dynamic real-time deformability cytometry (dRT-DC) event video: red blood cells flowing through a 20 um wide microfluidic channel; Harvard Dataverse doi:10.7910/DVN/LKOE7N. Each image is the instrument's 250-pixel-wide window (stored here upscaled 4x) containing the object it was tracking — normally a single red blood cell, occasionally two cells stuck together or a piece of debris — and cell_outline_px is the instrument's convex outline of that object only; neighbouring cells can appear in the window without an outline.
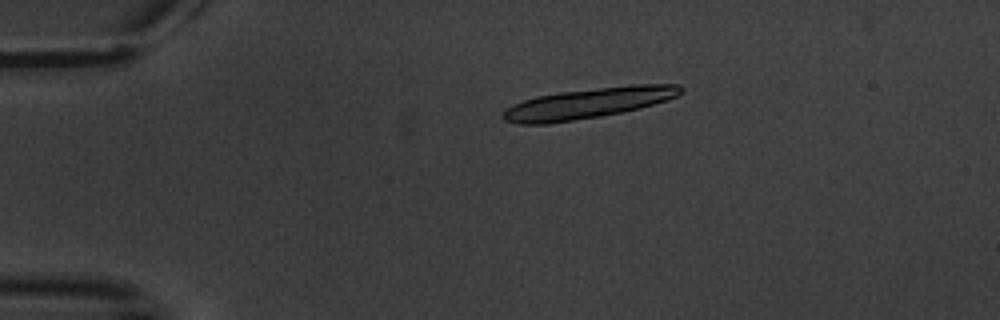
{"species": "common noctule bat (a hibernating species)", "species_latin": "Nyctalus noctula", "temperature_condition": "warm", "stored_images_in_passage": 7, "camera_frame_rate_fps": 3000, "um_per_image_px": 0.085, "animal": {"sex": "male", "body_mass_g": 20.1, "forearm_length_mm": 53.5}, "frame": {"image": 1, "passage_image": 4, "time_ms": 4.0, "image_size_px": [1000, 320], "cell_outline_px": [[684, 88], [676, 96], [668, 100], [640, 108], [600, 116], [548, 124], [516, 124], [504, 120], [504, 112], [512, 104], [536, 96], [560, 92], [628, 84], [680, 84]], "centroid_in_image_um": [50.02, 8.76], "position_along_channel_um": 35.0, "area_um2": 31.56}}